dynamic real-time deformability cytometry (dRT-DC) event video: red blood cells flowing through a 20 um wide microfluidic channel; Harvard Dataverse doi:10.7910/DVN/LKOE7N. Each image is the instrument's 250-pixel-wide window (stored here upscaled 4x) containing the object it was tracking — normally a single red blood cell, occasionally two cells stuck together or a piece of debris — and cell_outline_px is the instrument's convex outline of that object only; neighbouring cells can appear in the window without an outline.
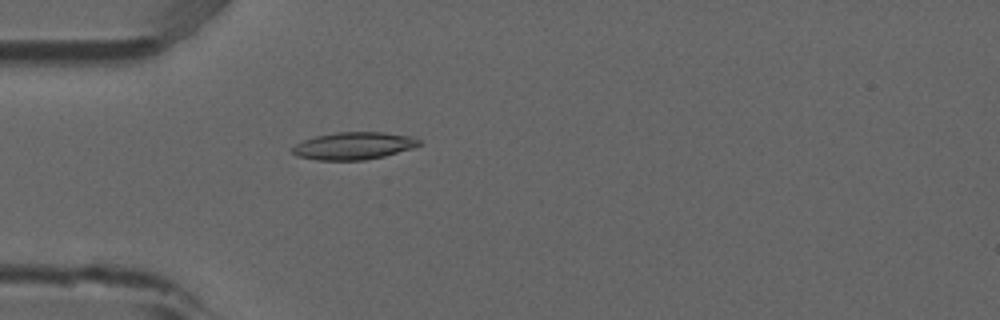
{"species": "common noctule bat (a hibernating species)", "species_latin": "Nyctalus noctula", "temperature_condition": "room temperature", "stored_images_in_passage": 3, "camera_frame_rate_fps": 3000, "um_per_image_px": 0.085, "animal": {"sex": "male", "forearm_length_mm": 52.5}, "frame": {"image": 1, "passage_image": 3, "time_ms": 0.667, "image_size_px": [1000, 320], "cell_outline_px": [[420, 144], [416, 148], [384, 156], [364, 160], [316, 160], [296, 156], [292, 152], [292, 148], [296, 144], [304, 140], [316, 136], [336, 132], [384, 132], [412, 136], [420, 140]], "centroid_in_image_um": [30.09, 12.39], "position_along_channel_um": 54.9, "area_um2": 20.35}}